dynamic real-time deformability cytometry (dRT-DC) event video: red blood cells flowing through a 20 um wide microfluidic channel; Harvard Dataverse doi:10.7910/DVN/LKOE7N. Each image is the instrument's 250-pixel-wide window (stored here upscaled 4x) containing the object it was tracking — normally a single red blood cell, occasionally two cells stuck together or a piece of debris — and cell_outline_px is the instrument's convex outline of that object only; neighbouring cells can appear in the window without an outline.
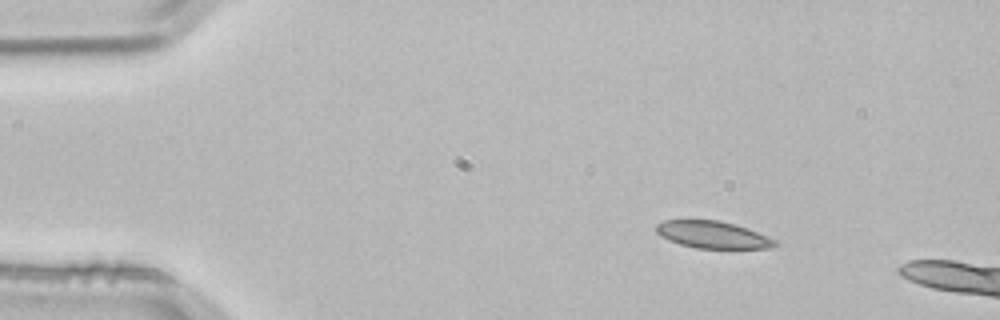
{"species": "common noctule bat (a hibernating species)", "species_latin": "Nyctalus noctula", "temperature_condition": "room temperature", "stored_images_in_passage": 2, "camera_frame_rate_fps": 3000, "um_per_image_px": 0.085, "animal": {"sex": "male", "body_mass_g": 21.5, "forearm_length_mm": 52.0}, "frame": {"image": 1, "passage_image": 1, "time_ms": 0.0, "image_size_px": [1000, 320], "cell_outline_px": [[780, 244], [772, 248], [696, 248], [680, 244], [668, 240], [660, 236], [656, 232], [656, 224], [664, 220], [720, 220], [736, 224], [748, 228], [776, 240]], "centroid_in_image_um": [60.59, 19.95], "position_along_channel_um": 24.4, "area_um2": 18.9}}